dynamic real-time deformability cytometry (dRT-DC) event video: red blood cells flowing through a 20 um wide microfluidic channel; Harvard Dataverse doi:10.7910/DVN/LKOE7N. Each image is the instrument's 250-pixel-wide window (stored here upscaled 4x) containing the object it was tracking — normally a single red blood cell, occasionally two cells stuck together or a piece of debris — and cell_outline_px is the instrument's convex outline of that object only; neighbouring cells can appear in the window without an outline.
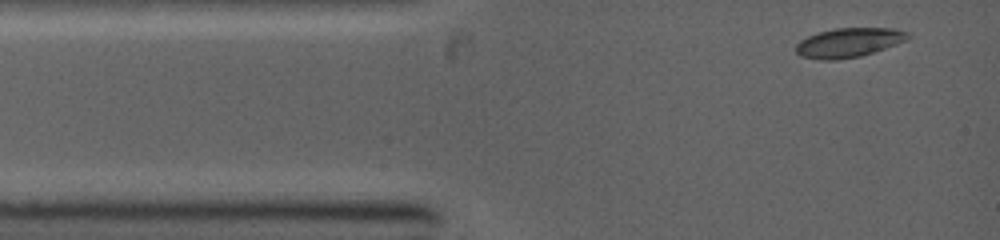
{"species": "common noctule bat (a hibernating species)", "species_latin": "Nyctalus noctula", "temperature_condition": "warm", "stored_images_in_passage": 8, "camera_frame_rate_fps": 5000, "um_per_image_px": 0.085, "animal": {"sex": "female", "body_mass_g": 19.0, "forearm_length_mm": 53.3}, "frame": {"image": 1, "passage_image": 1, "time_ms": 0.0, "image_size_px": [1000, 240], "cell_outline_px": [[908, 36], [904, 40], [896, 44], [860, 56], [836, 60], [820, 60], [800, 56], [796, 52], [796, 44], [800, 40], [816, 32], [836, 28], [892, 28], [908, 32]], "centroid_in_image_um": [72.07, 3.62], "position_along_channel_um": 12.9, "area_um2": 18.96}}
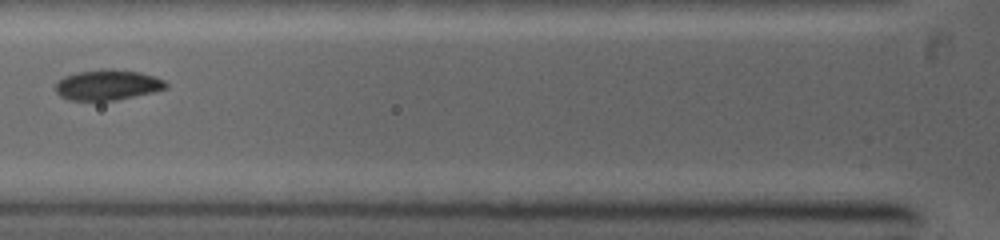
{"frame": {"image": 2, "passage_image": 6, "time_ms": 3.2, "image_size_px": [1000, 240], "cell_outline_px": [[168, 88], [152, 92], [116, 100], [68, 100], [60, 96], [56, 92], [56, 84], [64, 76], [76, 72], [112, 68], [140, 72], [164, 80], [168, 84]], "centroid_in_image_um": [9.14, 7.21], "position_along_channel_um": 116.7, "area_um2": 19.48}}
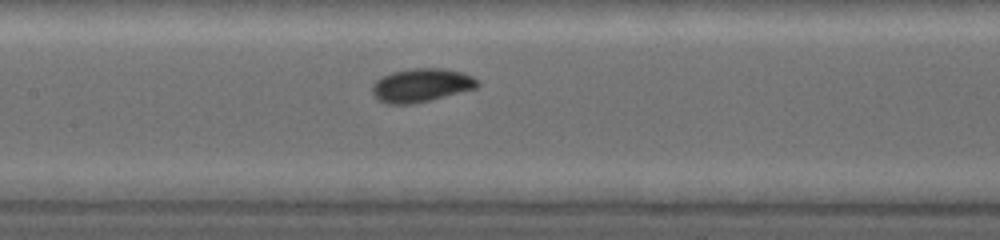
{"frame": {"image": 3, "passage_image": 8, "time_ms": 4.4, "image_size_px": [1000, 240], "cell_outline_px": [[480, 84], [476, 88], [412, 104], [388, 104], [380, 100], [372, 92], [372, 84], [380, 76], [392, 72], [412, 68], [440, 68], [464, 72], [480, 80]], "centroid_in_image_um": [35.82, 7.22], "position_along_channel_um": 171.6, "area_um2": 20.52}}